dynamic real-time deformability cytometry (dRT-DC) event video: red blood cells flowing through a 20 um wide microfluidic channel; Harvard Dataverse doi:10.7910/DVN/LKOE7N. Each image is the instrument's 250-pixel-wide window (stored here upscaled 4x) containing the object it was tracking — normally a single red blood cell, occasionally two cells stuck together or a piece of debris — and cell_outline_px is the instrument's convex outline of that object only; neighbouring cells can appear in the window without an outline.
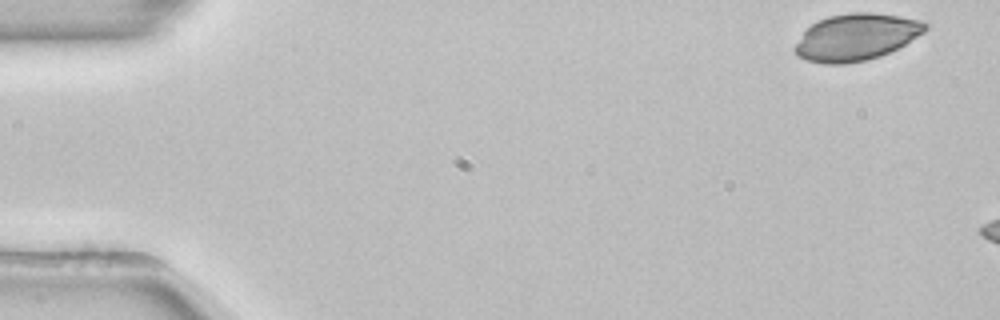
{"species": "common noctule bat (a hibernating species)", "species_latin": "Nyctalus noctula", "temperature_condition": "room temperature", "stored_images_in_passage": 7, "camera_frame_rate_fps": 3000, "um_per_image_px": 0.085, "animal": {"sex": "female", "body_mass_g": 22.7, "forearm_length_mm": 54.2}, "frame": {"image": 1, "passage_image": 1, "time_ms": 0.0, "image_size_px": [1000, 320], "cell_outline_px": [[928, 28], [924, 32], [904, 44], [880, 56], [864, 60], [844, 64], [824, 64], [808, 60], [800, 56], [792, 48], [804, 32], [812, 24], [828, 16], [852, 12], [872, 12], [900, 16], [920, 20], [928, 24]], "centroid_in_image_um": [72.78, 3.14], "position_along_channel_um": 12.2, "area_um2": 35.2}}